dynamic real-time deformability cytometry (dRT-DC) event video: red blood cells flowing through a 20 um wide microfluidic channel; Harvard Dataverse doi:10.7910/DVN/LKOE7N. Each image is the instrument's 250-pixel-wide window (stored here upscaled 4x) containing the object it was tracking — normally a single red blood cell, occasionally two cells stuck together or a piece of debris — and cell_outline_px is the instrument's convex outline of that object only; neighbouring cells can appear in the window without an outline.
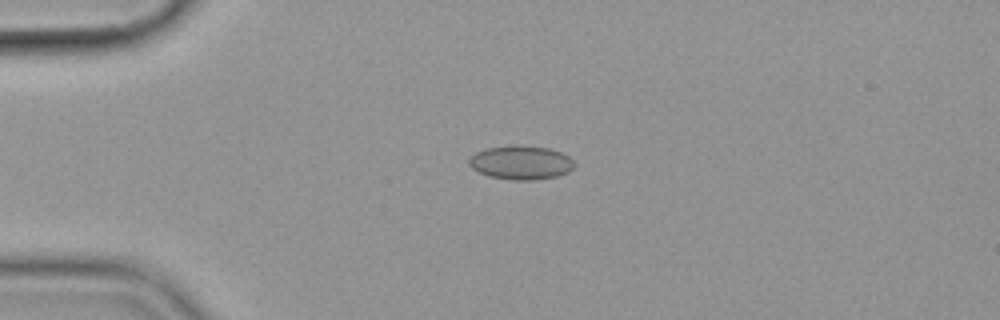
{"species": "common noctule bat (a hibernating species)", "species_latin": "Nyctalus noctula", "temperature_condition": "cold", "stored_images_in_passage": 41, "camera_frame_rate_fps": 3000, "um_per_image_px": 0.085, "animal": {"sex": "female", "body_mass_g": 19.9}, "frame": {"image": 1, "passage_image": 1, "time_ms": 0.0, "image_size_px": [1000, 320], "cell_outline_px": [[576, 164], [568, 172], [556, 176], [536, 180], [512, 180], [488, 176], [472, 168], [468, 164], [468, 160], [476, 152], [484, 148], [516, 144], [548, 148], [560, 152], [568, 156]], "centroid_in_image_um": [44.26, 13.81], "position_along_channel_um": 40.7, "area_um2": 20.92}}
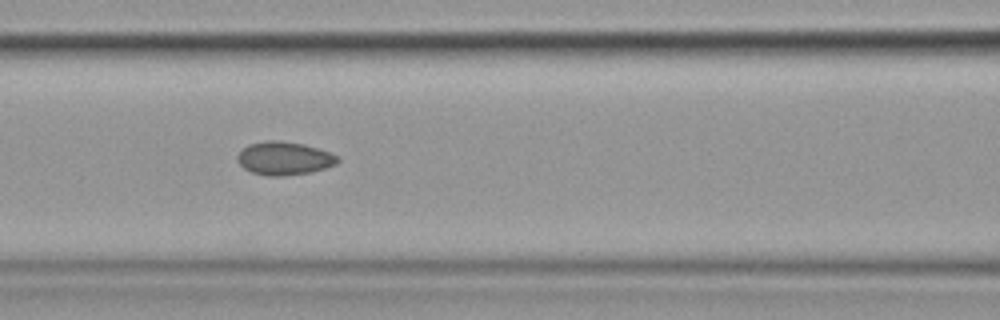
{"frame": {"image": 2, "passage_image": 12, "time_ms": 3.667, "image_size_px": [1000, 320], "cell_outline_px": [[340, 160], [336, 164], [324, 168], [308, 172], [280, 176], [268, 176], [252, 172], [244, 168], [236, 160], [236, 156], [248, 144], [264, 140], [280, 140], [304, 144], [340, 156]], "centroid_in_image_um": [24.14, 13.44], "position_along_channel_um": 142.5, "area_um2": 19.36}}
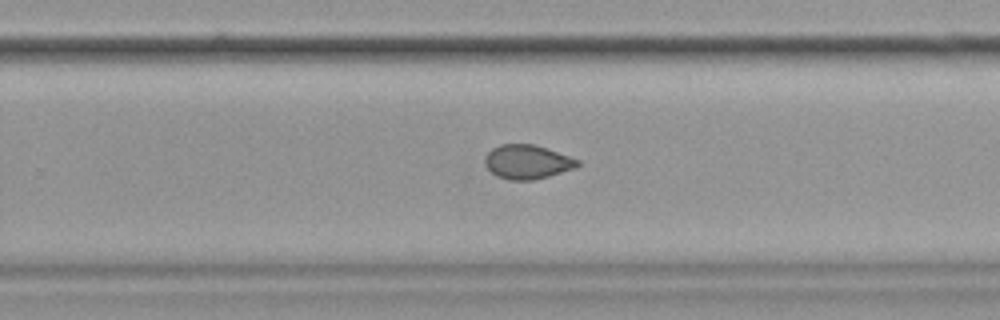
{"frame": {"image": 3, "passage_image": 24, "time_ms": 7.667, "image_size_px": [1000, 320], "cell_outline_px": [[580, 164], [576, 168], [548, 176], [532, 180], [508, 180], [496, 176], [484, 164], [484, 156], [492, 148], [500, 144], [532, 144], [580, 160]], "centroid_in_image_um": [44.78, 13.77], "position_along_channel_um": 285.0, "area_um2": 18.32}, "authors_computed_cell_mechanics": {"area_um2": 18.4382, "velocity_mm_per_s": 3.5764, "shape_relaxation_time_tau1_ms": null, "shape_relaxation_time_tau2_ms": 1.3757, "deformation_change_tau1": null, "deformation_change_tau2": 0.0379}}